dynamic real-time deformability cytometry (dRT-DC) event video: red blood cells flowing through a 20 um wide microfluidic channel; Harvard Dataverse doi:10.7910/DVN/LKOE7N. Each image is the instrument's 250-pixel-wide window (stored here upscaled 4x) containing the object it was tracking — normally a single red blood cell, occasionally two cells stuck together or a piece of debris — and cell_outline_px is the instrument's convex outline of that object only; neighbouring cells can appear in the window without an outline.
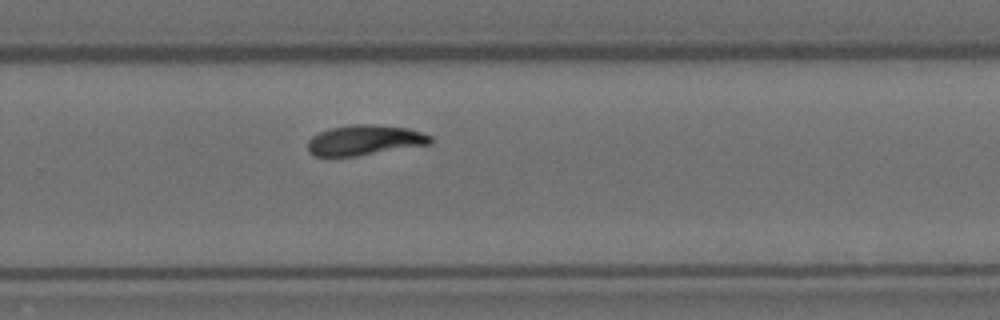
{"species": "Egyptian fruit bat (a non-hibernating species)", "species_latin": "Rousettus aegyptiacus", "temperature_condition": "room temperature", "stored_images_in_passage": 10, "camera_frame_rate_fps": 3000, "um_per_image_px": 0.085, "animal": {"sex": "female"}, "frame": {"image": 1, "passage_image": 10, "time_ms": 3.0, "image_size_px": [1000, 320], "cell_outline_px": [[432, 144], [356, 156], [312, 156], [308, 152], [308, 140], [312, 136], [320, 132], [332, 128], [352, 124], [372, 124], [408, 128], [432, 136]], "centroid_in_image_um": [31.0, 11.92], "position_along_channel_um": 298.8, "area_um2": 21.62}}